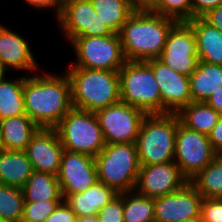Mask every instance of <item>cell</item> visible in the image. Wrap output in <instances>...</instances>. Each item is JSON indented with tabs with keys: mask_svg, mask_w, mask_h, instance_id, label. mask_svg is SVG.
<instances>
[{
	"mask_svg": "<svg viewBox=\"0 0 222 222\" xmlns=\"http://www.w3.org/2000/svg\"><path fill=\"white\" fill-rule=\"evenodd\" d=\"M36 74L25 75V112L40 128H55L73 108L69 77L65 71Z\"/></svg>",
	"mask_w": 222,
	"mask_h": 222,
	"instance_id": "cell-1",
	"label": "cell"
},
{
	"mask_svg": "<svg viewBox=\"0 0 222 222\" xmlns=\"http://www.w3.org/2000/svg\"><path fill=\"white\" fill-rule=\"evenodd\" d=\"M176 20L138 8L124 23L121 32L123 54L127 61H147L160 57L166 38Z\"/></svg>",
	"mask_w": 222,
	"mask_h": 222,
	"instance_id": "cell-2",
	"label": "cell"
},
{
	"mask_svg": "<svg viewBox=\"0 0 222 222\" xmlns=\"http://www.w3.org/2000/svg\"><path fill=\"white\" fill-rule=\"evenodd\" d=\"M65 72L74 108L96 113L121 101L118 71L71 67Z\"/></svg>",
	"mask_w": 222,
	"mask_h": 222,
	"instance_id": "cell-3",
	"label": "cell"
},
{
	"mask_svg": "<svg viewBox=\"0 0 222 222\" xmlns=\"http://www.w3.org/2000/svg\"><path fill=\"white\" fill-rule=\"evenodd\" d=\"M179 122L176 113L145 116L136 139L140 165L174 161L176 129Z\"/></svg>",
	"mask_w": 222,
	"mask_h": 222,
	"instance_id": "cell-4",
	"label": "cell"
},
{
	"mask_svg": "<svg viewBox=\"0 0 222 222\" xmlns=\"http://www.w3.org/2000/svg\"><path fill=\"white\" fill-rule=\"evenodd\" d=\"M95 162L99 182L117 194L135 190L140 170L136 143L106 144Z\"/></svg>",
	"mask_w": 222,
	"mask_h": 222,
	"instance_id": "cell-5",
	"label": "cell"
},
{
	"mask_svg": "<svg viewBox=\"0 0 222 222\" xmlns=\"http://www.w3.org/2000/svg\"><path fill=\"white\" fill-rule=\"evenodd\" d=\"M118 72L122 102L146 114H161L160 88L152 68L145 61H126Z\"/></svg>",
	"mask_w": 222,
	"mask_h": 222,
	"instance_id": "cell-6",
	"label": "cell"
},
{
	"mask_svg": "<svg viewBox=\"0 0 222 222\" xmlns=\"http://www.w3.org/2000/svg\"><path fill=\"white\" fill-rule=\"evenodd\" d=\"M65 150L96 157L105 147L102 129L94 112L72 108L55 127Z\"/></svg>",
	"mask_w": 222,
	"mask_h": 222,
	"instance_id": "cell-7",
	"label": "cell"
},
{
	"mask_svg": "<svg viewBox=\"0 0 222 222\" xmlns=\"http://www.w3.org/2000/svg\"><path fill=\"white\" fill-rule=\"evenodd\" d=\"M75 53L71 67L119 71L127 61L118 33L107 36H79L70 41Z\"/></svg>",
	"mask_w": 222,
	"mask_h": 222,
	"instance_id": "cell-8",
	"label": "cell"
},
{
	"mask_svg": "<svg viewBox=\"0 0 222 222\" xmlns=\"http://www.w3.org/2000/svg\"><path fill=\"white\" fill-rule=\"evenodd\" d=\"M217 155L208 135L190 130L180 122L178 123L174 162L189 181L211 163Z\"/></svg>",
	"mask_w": 222,
	"mask_h": 222,
	"instance_id": "cell-9",
	"label": "cell"
},
{
	"mask_svg": "<svg viewBox=\"0 0 222 222\" xmlns=\"http://www.w3.org/2000/svg\"><path fill=\"white\" fill-rule=\"evenodd\" d=\"M97 118L106 144L136 143L143 119L141 109L122 101L98 110Z\"/></svg>",
	"mask_w": 222,
	"mask_h": 222,
	"instance_id": "cell-10",
	"label": "cell"
},
{
	"mask_svg": "<svg viewBox=\"0 0 222 222\" xmlns=\"http://www.w3.org/2000/svg\"><path fill=\"white\" fill-rule=\"evenodd\" d=\"M172 70L190 76L197 68L196 37L187 22H177L169 31L164 49L158 58Z\"/></svg>",
	"mask_w": 222,
	"mask_h": 222,
	"instance_id": "cell-11",
	"label": "cell"
},
{
	"mask_svg": "<svg viewBox=\"0 0 222 222\" xmlns=\"http://www.w3.org/2000/svg\"><path fill=\"white\" fill-rule=\"evenodd\" d=\"M56 20L69 42L79 36L114 34L107 24L98 17L90 0H73L61 9Z\"/></svg>",
	"mask_w": 222,
	"mask_h": 222,
	"instance_id": "cell-12",
	"label": "cell"
},
{
	"mask_svg": "<svg viewBox=\"0 0 222 222\" xmlns=\"http://www.w3.org/2000/svg\"><path fill=\"white\" fill-rule=\"evenodd\" d=\"M188 182L174 161L140 165L134 191L141 196L155 199L181 189Z\"/></svg>",
	"mask_w": 222,
	"mask_h": 222,
	"instance_id": "cell-13",
	"label": "cell"
},
{
	"mask_svg": "<svg viewBox=\"0 0 222 222\" xmlns=\"http://www.w3.org/2000/svg\"><path fill=\"white\" fill-rule=\"evenodd\" d=\"M153 70L161 94V114L177 113L192 102L189 76L180 74L162 61H145Z\"/></svg>",
	"mask_w": 222,
	"mask_h": 222,
	"instance_id": "cell-14",
	"label": "cell"
},
{
	"mask_svg": "<svg viewBox=\"0 0 222 222\" xmlns=\"http://www.w3.org/2000/svg\"><path fill=\"white\" fill-rule=\"evenodd\" d=\"M57 177L62 194L87 191L98 182L95 157L64 150Z\"/></svg>",
	"mask_w": 222,
	"mask_h": 222,
	"instance_id": "cell-15",
	"label": "cell"
},
{
	"mask_svg": "<svg viewBox=\"0 0 222 222\" xmlns=\"http://www.w3.org/2000/svg\"><path fill=\"white\" fill-rule=\"evenodd\" d=\"M203 197L188 182L181 189L154 199L155 221L182 222L200 217Z\"/></svg>",
	"mask_w": 222,
	"mask_h": 222,
	"instance_id": "cell-16",
	"label": "cell"
},
{
	"mask_svg": "<svg viewBox=\"0 0 222 222\" xmlns=\"http://www.w3.org/2000/svg\"><path fill=\"white\" fill-rule=\"evenodd\" d=\"M64 147L55 128H39L32 136L25 152L33 171L57 176Z\"/></svg>",
	"mask_w": 222,
	"mask_h": 222,
	"instance_id": "cell-17",
	"label": "cell"
},
{
	"mask_svg": "<svg viewBox=\"0 0 222 222\" xmlns=\"http://www.w3.org/2000/svg\"><path fill=\"white\" fill-rule=\"evenodd\" d=\"M33 54L29 42L22 35L5 25L0 26V65L7 73L9 69L37 72L39 64Z\"/></svg>",
	"mask_w": 222,
	"mask_h": 222,
	"instance_id": "cell-18",
	"label": "cell"
},
{
	"mask_svg": "<svg viewBox=\"0 0 222 222\" xmlns=\"http://www.w3.org/2000/svg\"><path fill=\"white\" fill-rule=\"evenodd\" d=\"M187 23L195 33L199 61L222 65V32L202 17L193 18Z\"/></svg>",
	"mask_w": 222,
	"mask_h": 222,
	"instance_id": "cell-19",
	"label": "cell"
},
{
	"mask_svg": "<svg viewBox=\"0 0 222 222\" xmlns=\"http://www.w3.org/2000/svg\"><path fill=\"white\" fill-rule=\"evenodd\" d=\"M39 128L27 114L0 120V149L25 151Z\"/></svg>",
	"mask_w": 222,
	"mask_h": 222,
	"instance_id": "cell-20",
	"label": "cell"
},
{
	"mask_svg": "<svg viewBox=\"0 0 222 222\" xmlns=\"http://www.w3.org/2000/svg\"><path fill=\"white\" fill-rule=\"evenodd\" d=\"M62 195L63 200L70 206L76 217H79L97 215L99 210L108 204L117 193L98 181L83 193Z\"/></svg>",
	"mask_w": 222,
	"mask_h": 222,
	"instance_id": "cell-21",
	"label": "cell"
},
{
	"mask_svg": "<svg viewBox=\"0 0 222 222\" xmlns=\"http://www.w3.org/2000/svg\"><path fill=\"white\" fill-rule=\"evenodd\" d=\"M32 172L25 151L0 149V184L22 188Z\"/></svg>",
	"mask_w": 222,
	"mask_h": 222,
	"instance_id": "cell-22",
	"label": "cell"
},
{
	"mask_svg": "<svg viewBox=\"0 0 222 222\" xmlns=\"http://www.w3.org/2000/svg\"><path fill=\"white\" fill-rule=\"evenodd\" d=\"M193 102H205L222 86V65L199 61L196 70L189 76Z\"/></svg>",
	"mask_w": 222,
	"mask_h": 222,
	"instance_id": "cell-23",
	"label": "cell"
},
{
	"mask_svg": "<svg viewBox=\"0 0 222 222\" xmlns=\"http://www.w3.org/2000/svg\"><path fill=\"white\" fill-rule=\"evenodd\" d=\"M180 123L190 130L208 135L221 115L205 102H191L177 113Z\"/></svg>",
	"mask_w": 222,
	"mask_h": 222,
	"instance_id": "cell-24",
	"label": "cell"
},
{
	"mask_svg": "<svg viewBox=\"0 0 222 222\" xmlns=\"http://www.w3.org/2000/svg\"><path fill=\"white\" fill-rule=\"evenodd\" d=\"M90 2L102 22L118 34L127 19L138 9L133 0H90Z\"/></svg>",
	"mask_w": 222,
	"mask_h": 222,
	"instance_id": "cell-25",
	"label": "cell"
},
{
	"mask_svg": "<svg viewBox=\"0 0 222 222\" xmlns=\"http://www.w3.org/2000/svg\"><path fill=\"white\" fill-rule=\"evenodd\" d=\"M22 192L24 201L63 200L58 177L50 173L33 171Z\"/></svg>",
	"mask_w": 222,
	"mask_h": 222,
	"instance_id": "cell-26",
	"label": "cell"
},
{
	"mask_svg": "<svg viewBox=\"0 0 222 222\" xmlns=\"http://www.w3.org/2000/svg\"><path fill=\"white\" fill-rule=\"evenodd\" d=\"M25 75L0 80V120L26 114L23 98Z\"/></svg>",
	"mask_w": 222,
	"mask_h": 222,
	"instance_id": "cell-27",
	"label": "cell"
},
{
	"mask_svg": "<svg viewBox=\"0 0 222 222\" xmlns=\"http://www.w3.org/2000/svg\"><path fill=\"white\" fill-rule=\"evenodd\" d=\"M203 198H222V155L189 181Z\"/></svg>",
	"mask_w": 222,
	"mask_h": 222,
	"instance_id": "cell-28",
	"label": "cell"
},
{
	"mask_svg": "<svg viewBox=\"0 0 222 222\" xmlns=\"http://www.w3.org/2000/svg\"><path fill=\"white\" fill-rule=\"evenodd\" d=\"M124 222H155L154 198L144 197L135 191L123 193Z\"/></svg>",
	"mask_w": 222,
	"mask_h": 222,
	"instance_id": "cell-29",
	"label": "cell"
},
{
	"mask_svg": "<svg viewBox=\"0 0 222 222\" xmlns=\"http://www.w3.org/2000/svg\"><path fill=\"white\" fill-rule=\"evenodd\" d=\"M24 202L22 188L0 184V219L21 222Z\"/></svg>",
	"mask_w": 222,
	"mask_h": 222,
	"instance_id": "cell-30",
	"label": "cell"
},
{
	"mask_svg": "<svg viewBox=\"0 0 222 222\" xmlns=\"http://www.w3.org/2000/svg\"><path fill=\"white\" fill-rule=\"evenodd\" d=\"M148 9L177 22H187L192 19L191 0H156Z\"/></svg>",
	"mask_w": 222,
	"mask_h": 222,
	"instance_id": "cell-31",
	"label": "cell"
},
{
	"mask_svg": "<svg viewBox=\"0 0 222 222\" xmlns=\"http://www.w3.org/2000/svg\"><path fill=\"white\" fill-rule=\"evenodd\" d=\"M63 200L25 201L21 222H44Z\"/></svg>",
	"mask_w": 222,
	"mask_h": 222,
	"instance_id": "cell-32",
	"label": "cell"
},
{
	"mask_svg": "<svg viewBox=\"0 0 222 222\" xmlns=\"http://www.w3.org/2000/svg\"><path fill=\"white\" fill-rule=\"evenodd\" d=\"M123 193L117 194L112 200L99 210V222H124Z\"/></svg>",
	"mask_w": 222,
	"mask_h": 222,
	"instance_id": "cell-33",
	"label": "cell"
},
{
	"mask_svg": "<svg viewBox=\"0 0 222 222\" xmlns=\"http://www.w3.org/2000/svg\"><path fill=\"white\" fill-rule=\"evenodd\" d=\"M200 217L203 222H222V198H203Z\"/></svg>",
	"mask_w": 222,
	"mask_h": 222,
	"instance_id": "cell-34",
	"label": "cell"
},
{
	"mask_svg": "<svg viewBox=\"0 0 222 222\" xmlns=\"http://www.w3.org/2000/svg\"><path fill=\"white\" fill-rule=\"evenodd\" d=\"M76 214L63 200L55 208L54 212L44 222H75Z\"/></svg>",
	"mask_w": 222,
	"mask_h": 222,
	"instance_id": "cell-35",
	"label": "cell"
},
{
	"mask_svg": "<svg viewBox=\"0 0 222 222\" xmlns=\"http://www.w3.org/2000/svg\"><path fill=\"white\" fill-rule=\"evenodd\" d=\"M192 19L204 16L207 12L222 4V0H191Z\"/></svg>",
	"mask_w": 222,
	"mask_h": 222,
	"instance_id": "cell-36",
	"label": "cell"
},
{
	"mask_svg": "<svg viewBox=\"0 0 222 222\" xmlns=\"http://www.w3.org/2000/svg\"><path fill=\"white\" fill-rule=\"evenodd\" d=\"M208 139L212 145L213 150L222 155V116L219 118L217 124L208 134Z\"/></svg>",
	"mask_w": 222,
	"mask_h": 222,
	"instance_id": "cell-37",
	"label": "cell"
},
{
	"mask_svg": "<svg viewBox=\"0 0 222 222\" xmlns=\"http://www.w3.org/2000/svg\"><path fill=\"white\" fill-rule=\"evenodd\" d=\"M202 18L222 32V4L207 12Z\"/></svg>",
	"mask_w": 222,
	"mask_h": 222,
	"instance_id": "cell-38",
	"label": "cell"
},
{
	"mask_svg": "<svg viewBox=\"0 0 222 222\" xmlns=\"http://www.w3.org/2000/svg\"><path fill=\"white\" fill-rule=\"evenodd\" d=\"M26 4L30 5L31 7H34V9L37 8V10L42 9H52L54 8V13L56 14L55 19L58 18L61 8L55 3V0H23Z\"/></svg>",
	"mask_w": 222,
	"mask_h": 222,
	"instance_id": "cell-39",
	"label": "cell"
},
{
	"mask_svg": "<svg viewBox=\"0 0 222 222\" xmlns=\"http://www.w3.org/2000/svg\"><path fill=\"white\" fill-rule=\"evenodd\" d=\"M205 103L214 108L222 116V86L215 90Z\"/></svg>",
	"mask_w": 222,
	"mask_h": 222,
	"instance_id": "cell-40",
	"label": "cell"
},
{
	"mask_svg": "<svg viewBox=\"0 0 222 222\" xmlns=\"http://www.w3.org/2000/svg\"><path fill=\"white\" fill-rule=\"evenodd\" d=\"M156 0H133L137 8H149Z\"/></svg>",
	"mask_w": 222,
	"mask_h": 222,
	"instance_id": "cell-41",
	"label": "cell"
},
{
	"mask_svg": "<svg viewBox=\"0 0 222 222\" xmlns=\"http://www.w3.org/2000/svg\"><path fill=\"white\" fill-rule=\"evenodd\" d=\"M75 222H99V219L97 215L79 216V217H76Z\"/></svg>",
	"mask_w": 222,
	"mask_h": 222,
	"instance_id": "cell-42",
	"label": "cell"
},
{
	"mask_svg": "<svg viewBox=\"0 0 222 222\" xmlns=\"http://www.w3.org/2000/svg\"><path fill=\"white\" fill-rule=\"evenodd\" d=\"M73 0H55V3L62 9L68 3H71Z\"/></svg>",
	"mask_w": 222,
	"mask_h": 222,
	"instance_id": "cell-43",
	"label": "cell"
},
{
	"mask_svg": "<svg viewBox=\"0 0 222 222\" xmlns=\"http://www.w3.org/2000/svg\"><path fill=\"white\" fill-rule=\"evenodd\" d=\"M6 70L0 65V80H2L5 77Z\"/></svg>",
	"mask_w": 222,
	"mask_h": 222,
	"instance_id": "cell-44",
	"label": "cell"
},
{
	"mask_svg": "<svg viewBox=\"0 0 222 222\" xmlns=\"http://www.w3.org/2000/svg\"><path fill=\"white\" fill-rule=\"evenodd\" d=\"M182 222H203V220L201 219V217H197V218L182 221Z\"/></svg>",
	"mask_w": 222,
	"mask_h": 222,
	"instance_id": "cell-45",
	"label": "cell"
}]
</instances>
